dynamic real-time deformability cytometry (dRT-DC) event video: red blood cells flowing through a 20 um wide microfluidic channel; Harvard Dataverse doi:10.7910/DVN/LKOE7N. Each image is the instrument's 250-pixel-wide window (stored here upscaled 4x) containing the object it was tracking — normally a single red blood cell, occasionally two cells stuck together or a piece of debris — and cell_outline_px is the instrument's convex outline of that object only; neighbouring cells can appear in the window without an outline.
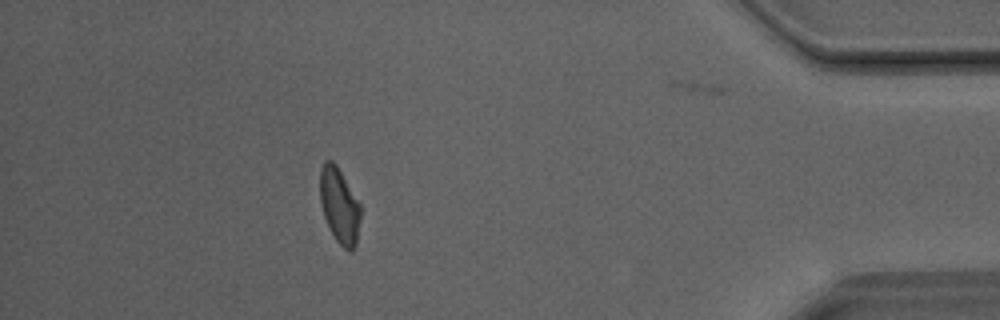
{"species": "Egyptian fruit bat (a non-hibernating species)", "species_latin": "Rousettus aegyptiacus", "temperature_condition": "room temperature", "stored_images_in_passage": 32, "camera_frame_rate_fps": 3000, "um_per_image_px": 0.085, "animal": {"sex": "male"}, "frame": {"image": 1, "passage_image": 28, "time_ms": 9.0, "image_size_px": [1000, 320], "cell_outline_px": [[360, 216], [356, 244], [352, 252], [348, 252], [336, 240], [324, 216], [320, 204], [320, 168], [324, 160], [332, 160], [336, 164], [360, 204]], "centroid_in_image_um": [28.84, 17.46], "position_along_channel_um": 406.4, "area_um2": 17.69}}